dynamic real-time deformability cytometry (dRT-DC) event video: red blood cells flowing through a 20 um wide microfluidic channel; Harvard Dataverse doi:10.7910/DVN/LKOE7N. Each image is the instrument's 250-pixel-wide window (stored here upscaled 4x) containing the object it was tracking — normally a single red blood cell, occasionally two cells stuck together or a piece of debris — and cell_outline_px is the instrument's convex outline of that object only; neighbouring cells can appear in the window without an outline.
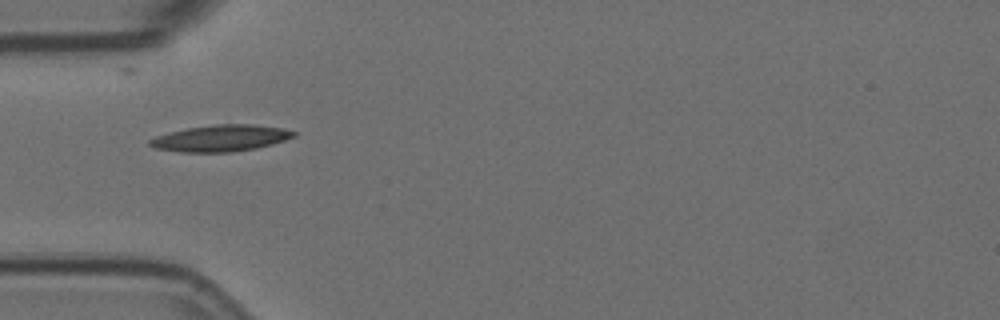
{"species": "Egyptian fruit bat (a non-hibernating species)", "species_latin": "Rousettus aegyptiacus", "temperature_condition": "room temperature", "stored_images_in_passage": 11, "camera_frame_rate_fps": 3000, "um_per_image_px": 0.085, "animal": {"sex": "female"}, "frame": {"image": 1, "passage_image": 1, "time_ms": 0.0, "image_size_px": [1000, 320], "cell_outline_px": [[296, 136], [272, 144], [256, 148], [232, 152], [180, 152], [156, 148], [148, 144], [148, 140], [156, 136], [188, 128], [212, 124], [252, 124], [284, 128], [296, 132]], "centroid_in_image_um": [18.78, 11.74], "position_along_channel_um": 66.2, "area_um2": 22.14}}
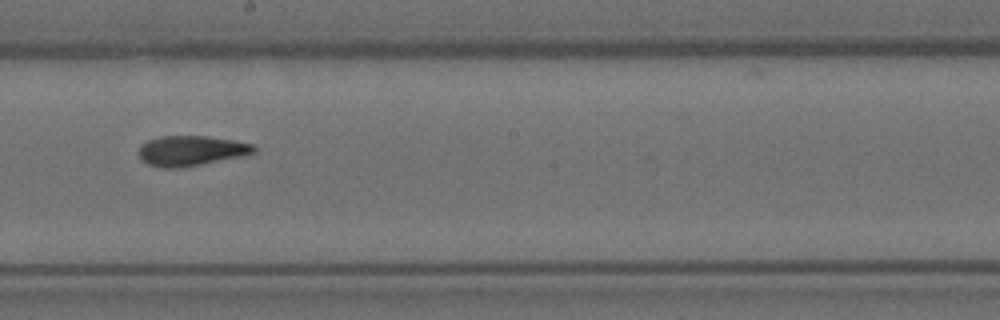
{"frame": {"image": 2, "passage_image": 5, "time_ms": 1.333, "image_size_px": [1000, 320], "cell_outline_px": [[256, 152], [248, 156], [180, 168], [164, 168], [148, 164], [140, 160], [140, 144], [148, 140], [160, 136], [208, 136], [232, 140], [252, 144], [256, 148]], "centroid_in_image_um": [16.28, 12.82], "position_along_channel_um": 231.9, "area_um2": 20.46}}
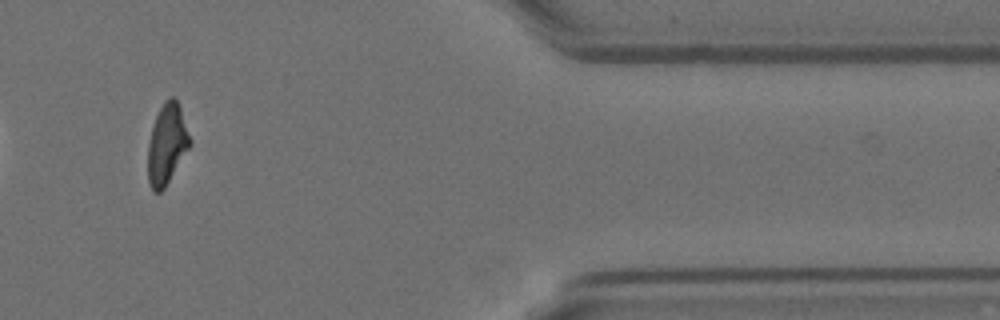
{"frame": {"image": 3, "passage_image": 10, "time_ms": 3.0, "image_size_px": [1000, 320], "cell_outline_px": [[192, 144], [164, 188], [160, 192], [152, 192], [148, 180], [148, 144], [152, 128], [156, 116], [164, 100], [168, 96], [176, 96], [180, 104], [192, 140]], "centroid_in_image_um": [14.21, 12.2], "position_along_channel_um": 397.2, "area_um2": 20.0}}